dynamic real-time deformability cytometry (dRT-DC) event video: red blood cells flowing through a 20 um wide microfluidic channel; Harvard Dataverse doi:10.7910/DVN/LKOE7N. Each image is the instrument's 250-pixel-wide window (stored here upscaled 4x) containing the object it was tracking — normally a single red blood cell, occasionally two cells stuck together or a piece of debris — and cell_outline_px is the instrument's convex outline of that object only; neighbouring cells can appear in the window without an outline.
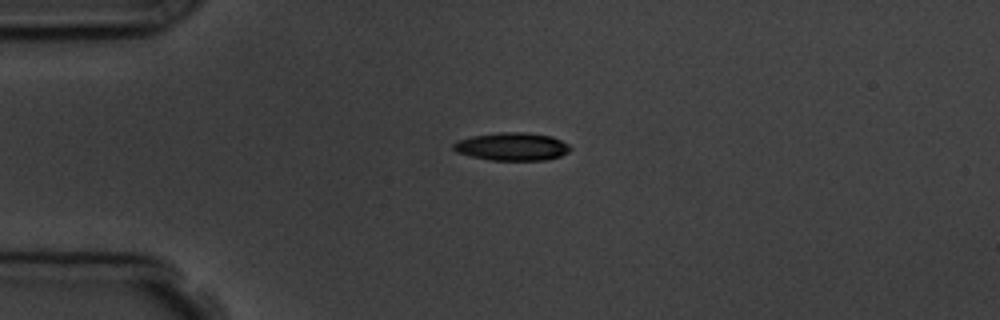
{"species": "common noctule bat (a hibernating species)", "species_latin": "Nyctalus noctula", "temperature_condition": "room temperature", "stored_images_in_passage": 4, "camera_frame_rate_fps": 3000, "um_per_image_px": 0.085, "animal": {"sex": "male", "body_mass_g": 19.5, "forearm_length_mm": 54.6}, "frame": {"image": 1, "passage_image": 4, "time_ms": 4.333, "image_size_px": [1000, 320], "cell_outline_px": [[572, 148], [568, 152], [560, 156], [548, 160], [488, 160], [456, 152], [452, 148], [452, 144], [456, 140], [472, 136], [500, 132], [524, 132], [552, 136], [568, 144]], "centroid_in_image_um": [43.51, 12.46], "position_along_channel_um": 41.5, "area_um2": 19.13}}